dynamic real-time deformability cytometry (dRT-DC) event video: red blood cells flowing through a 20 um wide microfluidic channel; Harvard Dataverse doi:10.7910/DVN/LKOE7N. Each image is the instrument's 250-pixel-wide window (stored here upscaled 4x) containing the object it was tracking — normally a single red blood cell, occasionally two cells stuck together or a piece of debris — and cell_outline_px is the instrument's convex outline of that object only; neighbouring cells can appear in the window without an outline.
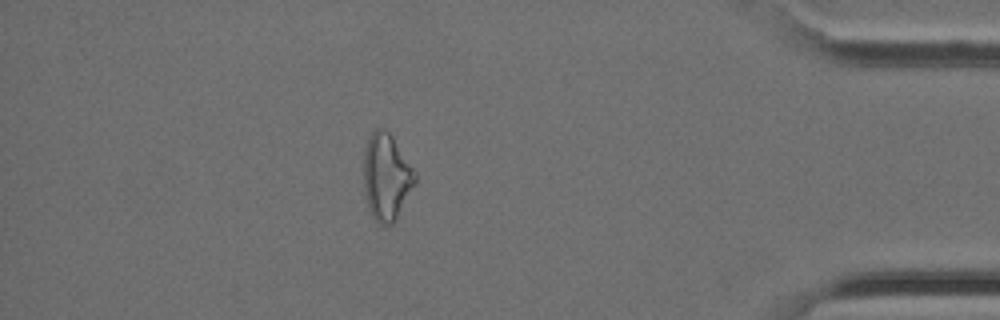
{"species": "Egyptian fruit bat (a non-hibernating species)", "species_latin": "Rousettus aegyptiacus", "temperature_condition": "cold", "stored_images_in_passage": 39, "camera_frame_rate_fps": 3000, "um_per_image_px": 0.085, "animal": {"sex": "female"}, "frame": {"image": 1, "passage_image": 34, "time_ms": 11.0, "image_size_px": [1000, 320], "cell_outline_px": [[416, 180], [392, 224], [380, 224], [372, 216], [368, 204], [364, 188], [364, 148], [372, 132], [376, 128], [380, 128], [388, 132], [392, 136], [416, 172]], "centroid_in_image_um": [32.83, 15.0], "position_along_channel_um": 402.4, "area_um2": 25.26}}